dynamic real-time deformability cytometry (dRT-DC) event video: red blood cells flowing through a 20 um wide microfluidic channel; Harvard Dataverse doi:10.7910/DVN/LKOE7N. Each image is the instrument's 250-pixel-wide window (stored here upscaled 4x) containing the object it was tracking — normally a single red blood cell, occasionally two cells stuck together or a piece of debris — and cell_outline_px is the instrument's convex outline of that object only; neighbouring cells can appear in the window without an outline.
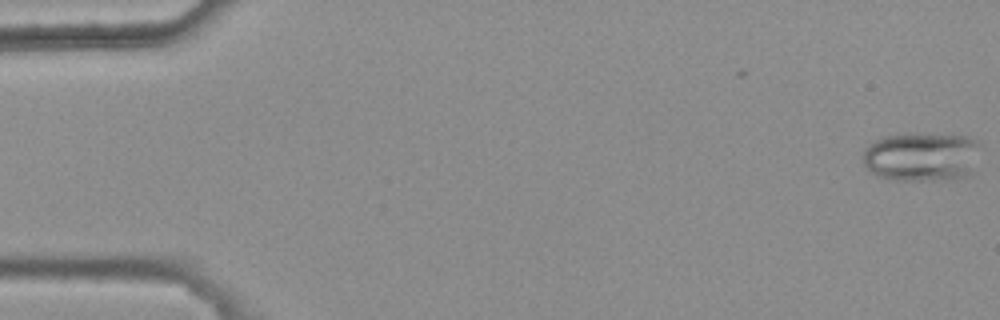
{"species": "common noctule bat (a hibernating species)", "species_latin": "Nyctalus noctula", "temperature_condition": "warm", "stored_images_in_passage": 2, "camera_frame_rate_fps": 3000, "um_per_image_px": 0.085, "animal": {"sex": "female", "body_mass_g": 25.1}, "frame": {"image": 1, "passage_image": 2, "time_ms": 0.333, "image_size_px": [1000, 320], "cell_outline_px": [[980, 144], [972, 172], [964, 176], [948, 180], [892, 180], [868, 172], [864, 164], [864, 148], [876, 140], [884, 136], [912, 132], [916, 132], [968, 136], [980, 140]], "centroid_in_image_um": [78.34, 13.3], "position_along_channel_um": 6.7, "area_um2": 34.28}}